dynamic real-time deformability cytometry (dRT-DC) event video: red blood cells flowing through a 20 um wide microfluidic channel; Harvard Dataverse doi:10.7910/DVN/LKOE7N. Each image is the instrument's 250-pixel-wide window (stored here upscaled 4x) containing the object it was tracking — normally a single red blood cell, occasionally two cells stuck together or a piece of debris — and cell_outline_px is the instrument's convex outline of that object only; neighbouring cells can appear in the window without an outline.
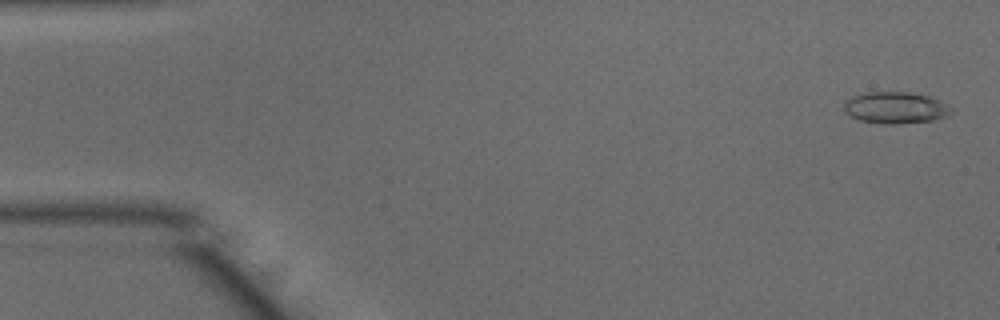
{"species": "common noctule bat (a hibernating species)", "species_latin": "Nyctalus noctula", "temperature_condition": "warm", "stored_images_in_passage": 26, "camera_frame_rate_fps": 3000, "um_per_image_px": 0.085, "animal": {"sex": "male", "body_mass_g": 15.6}, "frame": {"image": 1, "passage_image": 2, "time_ms": 0.333, "image_size_px": [1000, 320], "cell_outline_px": [[952, 112], [944, 116], [932, 120], [896, 124], [884, 124], [860, 120], [844, 112], [844, 104], [852, 96], [868, 92], [908, 92], [932, 96], [948, 104], [952, 108]], "centroid_in_image_um": [76.14, 9.14], "position_along_channel_um": 8.9, "area_um2": 19.71}}
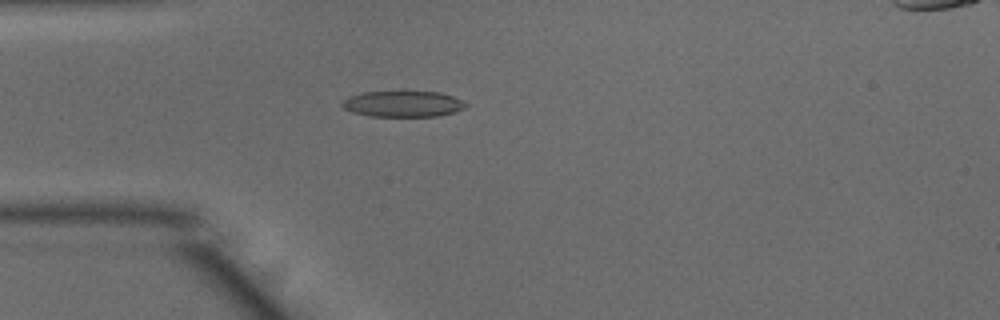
{"frame": {"image": 2, "passage_image": 14, "time_ms": 4.333, "image_size_px": [1000, 320], "cell_outline_px": [[468, 104], [464, 108], [456, 112], [436, 116], [368, 116], [352, 112], [344, 108], [340, 104], [348, 96], [364, 92], [440, 92], [452, 96]], "centroid_in_image_um": [34.23, 8.84], "position_along_channel_um": 50.8, "area_um2": 18.61}}
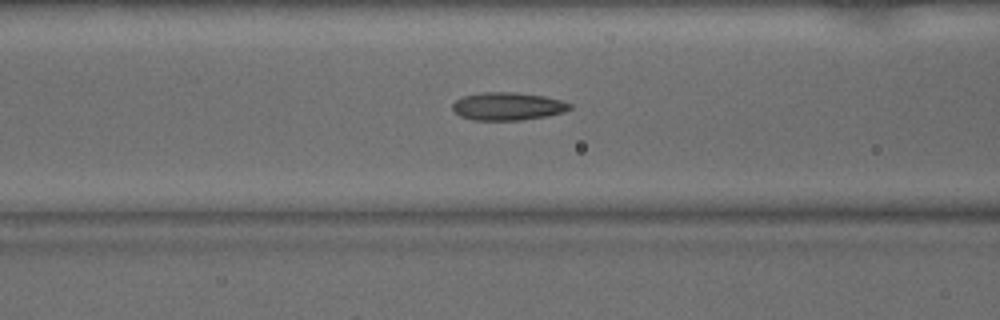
{"frame": {"image": 3, "passage_image": 20, "time_ms": 6.333, "image_size_px": [1000, 320], "cell_outline_px": [[572, 108], [564, 112], [548, 116], [520, 120], [472, 120], [460, 116], [452, 108], [452, 104], [456, 100], [464, 96], [484, 92], [512, 92], [544, 96], [560, 100], [572, 104]], "centroid_in_image_um": [43.17, 9.04], "position_along_channel_um": 123.4, "area_um2": 19.02}}